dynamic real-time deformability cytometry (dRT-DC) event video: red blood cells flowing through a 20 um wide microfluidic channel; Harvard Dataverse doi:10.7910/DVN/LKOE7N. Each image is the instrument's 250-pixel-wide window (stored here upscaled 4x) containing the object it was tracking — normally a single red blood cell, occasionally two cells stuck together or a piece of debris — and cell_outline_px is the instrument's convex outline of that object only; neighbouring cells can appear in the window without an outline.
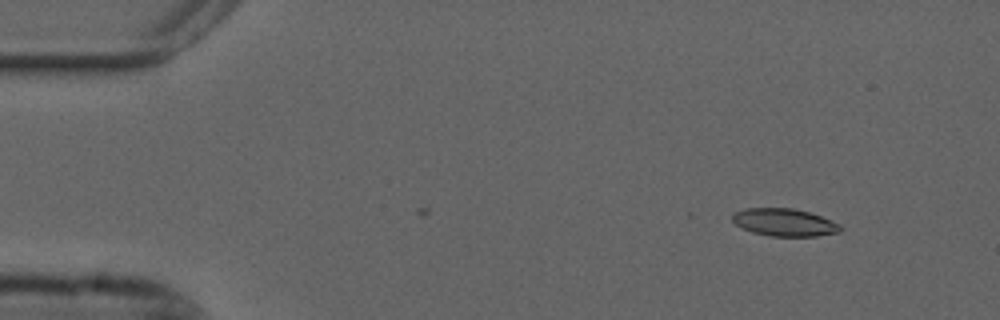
{"species": "common noctule bat (a hibernating species)", "species_latin": "Nyctalus noctula", "temperature_condition": "cold", "stored_images_in_passage": 2, "camera_frame_rate_fps": 3000, "um_per_image_px": 0.085, "animal": {"sex": "male", "forearm_length_mm": 52.5}, "frame": {"image": 1, "passage_image": 2, "time_ms": 0.333, "image_size_px": [1000, 320], "cell_outline_px": [[844, 228], [840, 232], [816, 236], [768, 236], [752, 232], [740, 228], [732, 220], [732, 216], [736, 212], [744, 208], [792, 208], [808, 212], [820, 216], [840, 224]], "centroid_in_image_um": [66.67, 18.91], "position_along_channel_um": 18.3, "area_um2": 17.4}}